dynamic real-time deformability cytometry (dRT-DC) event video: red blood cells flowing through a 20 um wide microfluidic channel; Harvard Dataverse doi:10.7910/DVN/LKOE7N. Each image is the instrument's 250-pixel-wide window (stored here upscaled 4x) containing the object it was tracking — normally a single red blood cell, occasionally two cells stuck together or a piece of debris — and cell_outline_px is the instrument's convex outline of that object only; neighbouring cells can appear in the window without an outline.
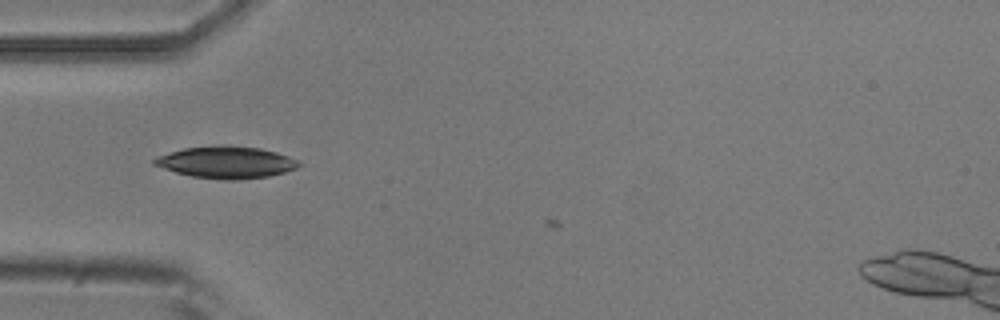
{"species": "common noctule bat (a hibernating species)", "species_latin": "Nyctalus noctula", "temperature_condition": "room temperature", "stored_images_in_passage": 5, "camera_frame_rate_fps": 3000, "um_per_image_px": 0.085, "animal": {"sex": "male", "body_mass_g": 20.5, "forearm_length_mm": 52.5}, "frame": {"image": 1, "passage_image": 3, "time_ms": 0.667, "image_size_px": [1000, 320], "cell_outline_px": [[300, 164], [296, 168], [284, 172], [268, 176], [236, 180], [224, 180], [192, 176], [176, 172], [152, 164], [152, 160], [156, 156], [184, 148], [216, 144], [228, 144], [260, 148], [276, 152], [288, 156], [296, 160]], "centroid_in_image_um": [19.19, 13.77], "position_along_channel_um": 65.8, "area_um2": 26.99}}